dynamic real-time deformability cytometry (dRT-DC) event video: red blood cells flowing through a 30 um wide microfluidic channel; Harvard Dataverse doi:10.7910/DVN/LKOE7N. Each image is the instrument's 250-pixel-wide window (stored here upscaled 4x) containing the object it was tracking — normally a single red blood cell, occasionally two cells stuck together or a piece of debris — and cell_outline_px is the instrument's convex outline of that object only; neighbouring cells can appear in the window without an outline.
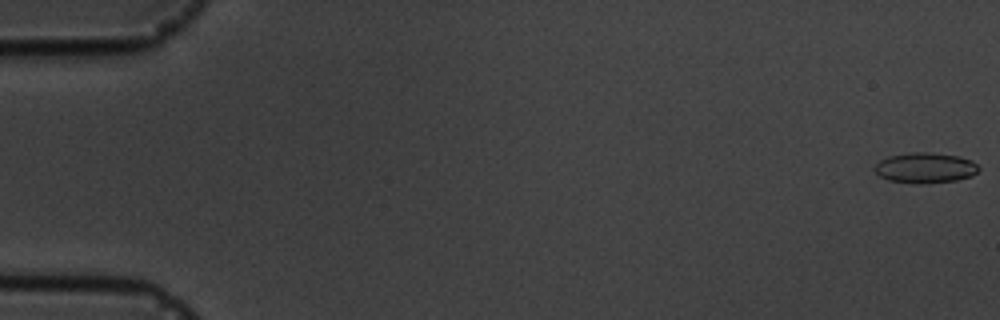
{"species": "common noctule bat (a hibernating species)", "species_latin": "Nyctalus noctula", "temperature_condition": "cold", "stored_images_in_passage": 4, "camera_frame_rate_fps": 3000, "um_per_image_px": 0.085, "animal": {"sex": "male", "body_mass_g": 19.5, "forearm_length_mm": 54.6}, "frame": {"image": 1, "passage_image": 1, "time_ms": 0.0, "image_size_px": [1000, 320], "cell_outline_px": [[980, 168], [972, 176], [956, 180], [924, 184], [916, 184], [888, 180], [880, 176], [872, 168], [880, 160], [888, 156], [912, 152], [928, 152], [960, 156], [972, 160]], "centroid_in_image_um": [78.64, 14.27], "position_along_channel_um": 6.4, "area_um2": 18.61}}